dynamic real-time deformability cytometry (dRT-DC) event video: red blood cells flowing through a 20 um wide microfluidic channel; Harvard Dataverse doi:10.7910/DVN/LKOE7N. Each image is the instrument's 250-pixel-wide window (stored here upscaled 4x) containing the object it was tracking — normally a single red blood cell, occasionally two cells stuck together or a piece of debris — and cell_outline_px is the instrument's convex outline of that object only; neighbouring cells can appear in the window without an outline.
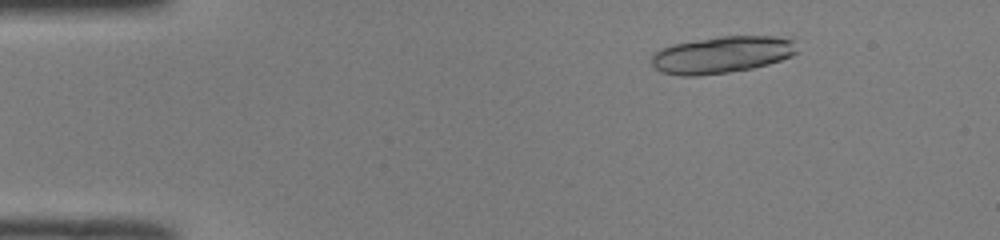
{"species": "common noctule bat (a hibernating species)", "species_latin": "Nyctalus noctula", "temperature_condition": "room temperature", "stored_images_in_passage": 17, "camera_frame_rate_fps": 3000, "um_per_image_px": 0.085, "animal": {"sex": "male", "body_mass_g": 19.0, "forearm_length_mm": 50.8}, "frame": {"image": 1, "passage_image": 7, "time_ms": 2.0, "image_size_px": [1000, 240], "cell_outline_px": [[796, 52], [792, 56], [768, 64], [752, 68], [728, 72], [696, 76], [680, 76], [660, 72], [652, 64], [652, 56], [660, 48], [672, 44], [720, 36], [776, 36], [796, 40]], "centroid_in_image_um": [61.36, 4.65], "position_along_channel_um": 23.6, "area_um2": 31.33}}